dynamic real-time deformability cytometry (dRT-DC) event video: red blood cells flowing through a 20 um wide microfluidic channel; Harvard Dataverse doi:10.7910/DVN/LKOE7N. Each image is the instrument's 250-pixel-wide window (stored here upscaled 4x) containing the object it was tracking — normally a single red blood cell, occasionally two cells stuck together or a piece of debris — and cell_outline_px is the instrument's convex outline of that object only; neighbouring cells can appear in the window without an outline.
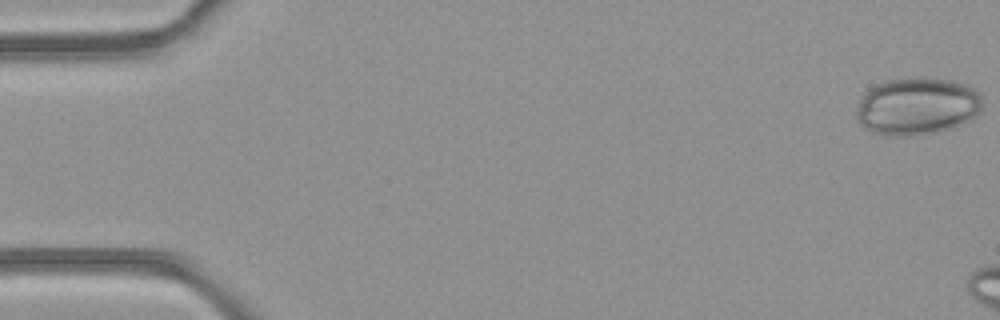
{"species": "common noctule bat (a hibernating species)", "species_latin": "Nyctalus noctula", "temperature_condition": "room temperature", "stored_images_in_passage": 6, "camera_frame_rate_fps": 3000, "um_per_image_px": 0.085, "animal": {"sex": "female", "body_mass_g": 21.9}, "frame": {"image": 1, "passage_image": 1, "time_ms": 0.0, "image_size_px": [1000, 320], "cell_outline_px": [[980, 108], [968, 120], [952, 128], [940, 132], [916, 136], [888, 136], [872, 132], [864, 128], [860, 124], [856, 116], [856, 108], [860, 100], [868, 88], [884, 80], [904, 76], [924, 76], [952, 80], [968, 84], [980, 92]], "centroid_in_image_um": [77.91, 9.0], "position_along_channel_um": 7.1, "area_um2": 43.06}}